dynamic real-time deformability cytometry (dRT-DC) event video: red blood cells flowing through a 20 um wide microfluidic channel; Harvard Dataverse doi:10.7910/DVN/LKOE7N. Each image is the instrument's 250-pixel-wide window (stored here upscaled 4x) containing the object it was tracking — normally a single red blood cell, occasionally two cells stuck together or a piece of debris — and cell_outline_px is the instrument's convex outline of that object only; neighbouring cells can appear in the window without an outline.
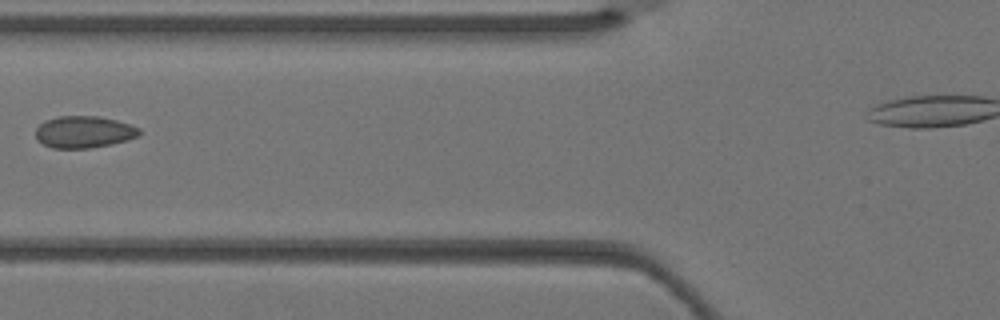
{"species": "Egyptian fruit bat (a non-hibernating species)", "species_latin": "Rousettus aegyptiacus", "temperature_condition": "warm", "stored_images_in_passage": 6, "segment_of_instrument_passage": [1, 2], "camera_frame_rate_fps": 3000, "um_per_image_px": 0.085, "animal": {"sex": "female"}, "frame": {"image": 1, "passage_image": 5, "time_ms": 1.333, "image_size_px": [1000, 320], "cell_outline_px": [[140, 136], [128, 140], [112, 144], [88, 148], [52, 148], [36, 140], [36, 128], [44, 120], [60, 116], [96, 116], [116, 120], [140, 128]], "centroid_in_image_um": [7.13, 11.22], "position_along_channel_um": 118.7, "area_um2": 19.31}}